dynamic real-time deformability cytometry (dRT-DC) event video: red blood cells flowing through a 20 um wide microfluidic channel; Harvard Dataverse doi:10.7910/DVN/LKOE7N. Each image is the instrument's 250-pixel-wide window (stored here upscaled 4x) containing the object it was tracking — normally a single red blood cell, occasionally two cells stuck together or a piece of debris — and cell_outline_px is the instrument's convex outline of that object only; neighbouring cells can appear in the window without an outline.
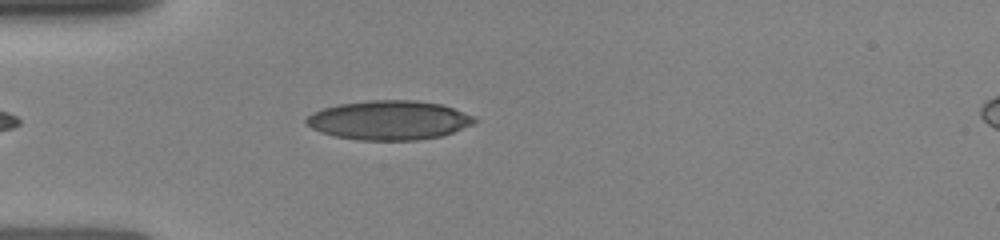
{"species": "human", "species_latin": "Homo sapiens", "temperature_condition": "room temperature", "stored_images_in_passage": 54, "camera_frame_rate_fps": 3000, "um_per_image_px": 0.085, "donor": {"sex": "female"}, "frame": {"image": 1, "passage_image": 1, "time_ms": 0.0, "image_size_px": [1000, 240], "cell_outline_px": [[476, 120], [472, 124], [452, 132], [440, 136], [416, 140], [356, 140], [336, 136], [320, 132], [312, 128], [304, 120], [312, 112], [324, 108], [340, 104], [368, 100], [416, 100], [440, 104], [476, 116]], "centroid_in_image_um": [33.05, 10.21], "position_along_channel_um": 51.9, "area_um2": 38.26}}
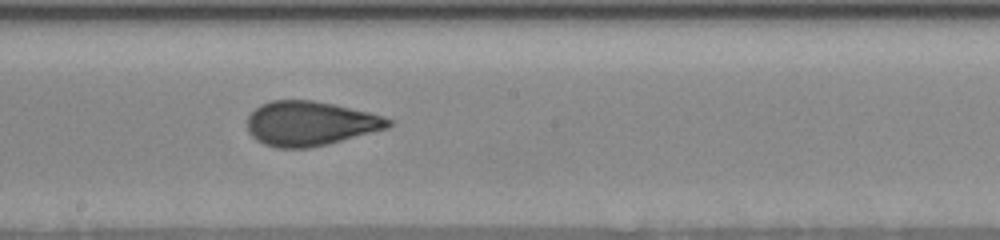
{"frame": {"image": 2, "passage_image": 24, "time_ms": 4.333, "image_size_px": [1000, 240], "cell_outline_px": [[392, 124], [388, 128], [328, 144], [308, 148], [276, 148], [264, 144], [256, 140], [248, 132], [248, 116], [260, 104], [272, 100], [312, 100], [332, 104], [368, 112], [384, 116], [392, 120]], "centroid_in_image_um": [26.35, 10.5], "position_along_channel_um": 221.8, "area_um2": 36.53}}
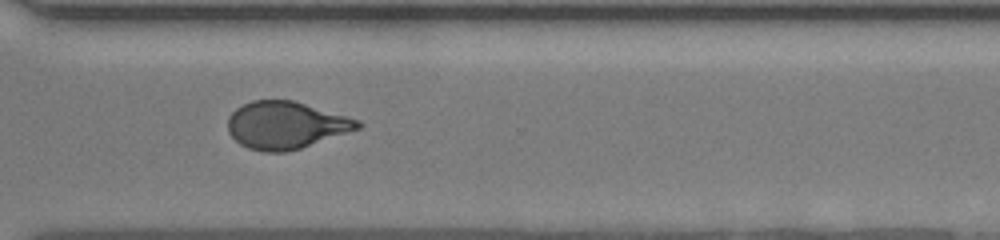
{"frame": {"image": 3, "passage_image": 38, "time_ms": 7.333, "image_size_px": [1000, 240], "cell_outline_px": [[364, 124], [360, 128], [300, 148], [284, 152], [264, 152], [248, 148], [240, 144], [228, 132], [228, 116], [236, 108], [252, 100], [292, 100], [348, 116], [360, 120]], "centroid_in_image_um": [24.29, 10.63], "position_along_channel_um": 346.3, "area_um2": 35.66}}